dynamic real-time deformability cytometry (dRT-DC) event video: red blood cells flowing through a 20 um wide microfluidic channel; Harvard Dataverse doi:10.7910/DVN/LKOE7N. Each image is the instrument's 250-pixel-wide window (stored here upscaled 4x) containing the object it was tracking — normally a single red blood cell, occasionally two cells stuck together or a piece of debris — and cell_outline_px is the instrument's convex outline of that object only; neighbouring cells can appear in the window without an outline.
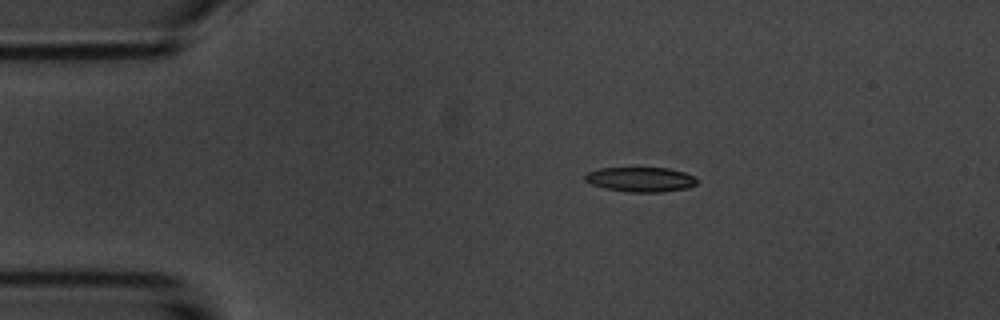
{"species": "common noctule bat (a hibernating species)", "species_latin": "Nyctalus noctula", "temperature_condition": "room temperature", "stored_images_in_passage": 7, "camera_frame_rate_fps": 3000, "um_per_image_px": 0.085, "animal": {"sex": "male", "body_mass_g": 20.1, "forearm_length_mm": 53.5}, "frame": {"image": 1, "passage_image": 3, "time_ms": 3.0, "image_size_px": [1000, 320], "cell_outline_px": [[700, 180], [696, 184], [688, 188], [660, 192], [628, 192], [604, 188], [592, 184], [584, 180], [584, 176], [588, 172], [600, 168], [668, 168], [684, 172], [696, 176]], "centroid_in_image_um": [54.49, 15.25], "position_along_channel_um": 30.5, "area_um2": 16.24}}
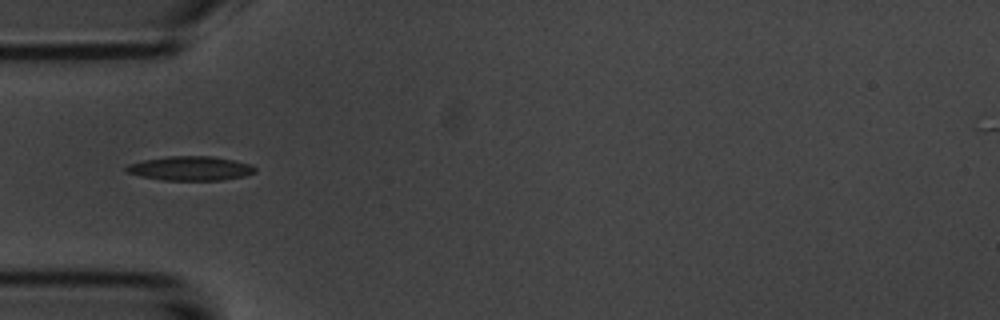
{"frame": {"image": 2, "passage_image": 5, "time_ms": 5.333, "image_size_px": [1000, 320], "cell_outline_px": [[256, 172], [244, 176], [224, 180], [164, 180], [140, 176], [124, 172], [124, 168], [128, 164], [144, 160], [168, 156], [212, 156], [252, 164], [256, 168]], "centroid_in_image_um": [16.17, 14.31], "position_along_channel_um": 68.8, "area_um2": 18.26}}
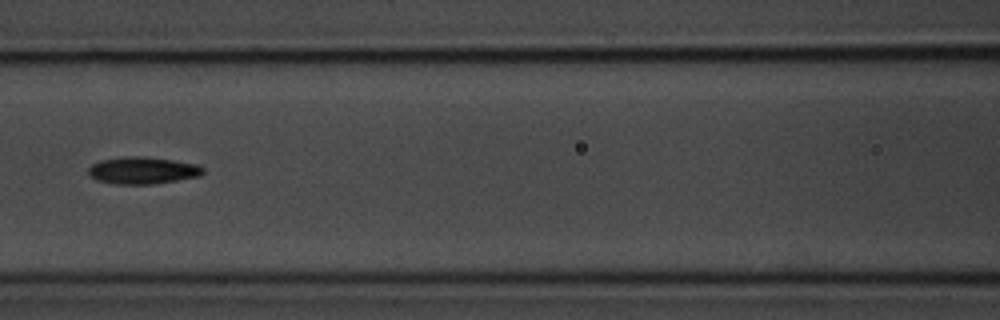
{"frame": {"image": 3, "passage_image": 7, "time_ms": 7.667, "image_size_px": [1000, 320], "cell_outline_px": [[204, 172], [200, 176], [152, 184], [116, 184], [96, 180], [88, 176], [88, 168], [92, 164], [100, 160], [120, 156], [140, 156], [172, 160], [196, 164], [204, 168]], "centroid_in_image_um": [12.07, 14.48], "position_along_channel_um": 154.5, "area_um2": 18.15}}